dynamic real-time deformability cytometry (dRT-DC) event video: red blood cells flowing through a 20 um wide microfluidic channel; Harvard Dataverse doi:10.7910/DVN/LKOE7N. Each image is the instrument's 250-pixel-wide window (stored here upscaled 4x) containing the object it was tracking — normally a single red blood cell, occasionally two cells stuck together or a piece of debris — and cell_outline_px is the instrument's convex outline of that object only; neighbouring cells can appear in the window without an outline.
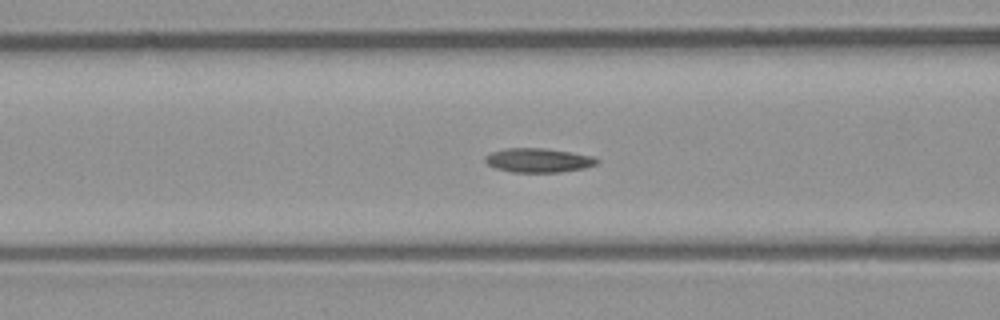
{"species": "common noctule bat (a hibernating species)", "species_latin": "Nyctalus noctula", "temperature_condition": "room temperature", "stored_images_in_passage": 48, "camera_frame_rate_fps": 3000, "um_per_image_px": 0.085, "animal": {"sex": "male", "body_mass_g": 23.1, "forearm_length_mm": 52.7}, "frame": {"image": 1, "passage_image": 16, "time_ms": 5.0, "image_size_px": [1000, 320], "cell_outline_px": [[600, 160], [596, 164], [584, 168], [560, 172], [512, 172], [496, 168], [488, 164], [484, 160], [484, 156], [492, 152], [508, 148], [544, 148], [572, 152], [596, 156]], "centroid_in_image_um": [45.8, 13.62], "position_along_channel_um": 120.8, "area_um2": 15.78}}
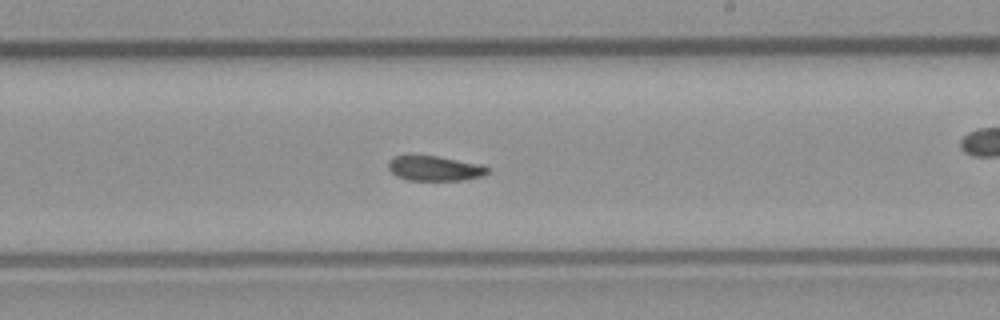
{"frame": {"image": 2, "passage_image": 26, "time_ms": 8.333, "image_size_px": [1000, 320], "cell_outline_px": [[488, 172], [484, 176], [464, 180], [408, 180], [396, 176], [388, 168], [388, 160], [392, 156], [436, 156], [480, 164], [488, 168]], "centroid_in_image_um": [36.93, 14.32], "position_along_channel_um": 252.1, "area_um2": 14.33}}
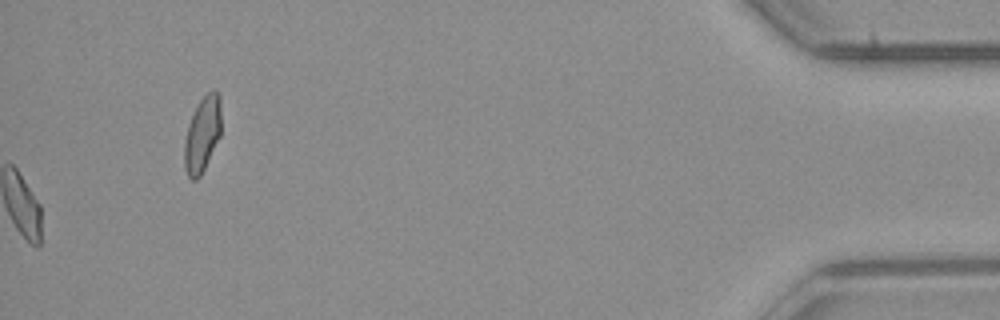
{"frame": {"image": 3, "passage_image": 48, "time_ms": 15.667, "image_size_px": [1000, 320], "cell_outline_px": [[220, 136], [200, 176], [196, 180], [192, 180], [188, 176], [184, 168], [184, 140], [188, 124], [200, 100], [212, 88], [216, 88], [220, 96]], "centroid_in_image_um": [17.19, 11.4], "position_along_channel_um": 418.0, "area_um2": 16.13}, "authors_computed_cell_mechanics": {"area_um2": 15.4037, "velocity_mm_per_s": 3.929, "shape_relaxation_time_tau1_ms": null, "shape_relaxation_time_tau2_ms": 5.6238, "deformation_change_tau1": null, "deformation_change_tau2": 0.103}}